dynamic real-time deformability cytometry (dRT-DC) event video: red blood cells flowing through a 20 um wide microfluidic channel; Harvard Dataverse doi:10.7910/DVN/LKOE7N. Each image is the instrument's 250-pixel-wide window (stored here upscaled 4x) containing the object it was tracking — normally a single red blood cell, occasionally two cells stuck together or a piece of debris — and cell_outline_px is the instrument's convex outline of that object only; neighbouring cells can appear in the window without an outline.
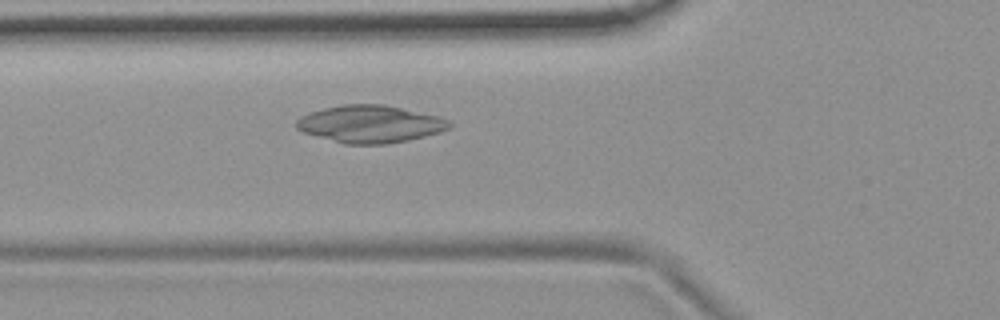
{"species": "common noctule bat (a hibernating species)", "species_latin": "Nyctalus noctula", "temperature_condition": "room temperature", "stored_images_in_passage": 3, "camera_frame_rate_fps": 3000, "um_per_image_px": 0.085, "animal": {"sex": "female", "body_mass_g": 19.9}, "frame": {"image": 1, "passage_image": 3, "time_ms": 2.333, "image_size_px": [1000, 320], "cell_outline_px": [[452, 124], [448, 128], [440, 132], [408, 140], [388, 144], [344, 144], [304, 132], [296, 128], [296, 120], [300, 116], [324, 108], [340, 104], [384, 104], [440, 116], [448, 120]], "centroid_in_image_um": [31.47, 10.53], "position_along_channel_um": 94.3, "area_um2": 33.29}}